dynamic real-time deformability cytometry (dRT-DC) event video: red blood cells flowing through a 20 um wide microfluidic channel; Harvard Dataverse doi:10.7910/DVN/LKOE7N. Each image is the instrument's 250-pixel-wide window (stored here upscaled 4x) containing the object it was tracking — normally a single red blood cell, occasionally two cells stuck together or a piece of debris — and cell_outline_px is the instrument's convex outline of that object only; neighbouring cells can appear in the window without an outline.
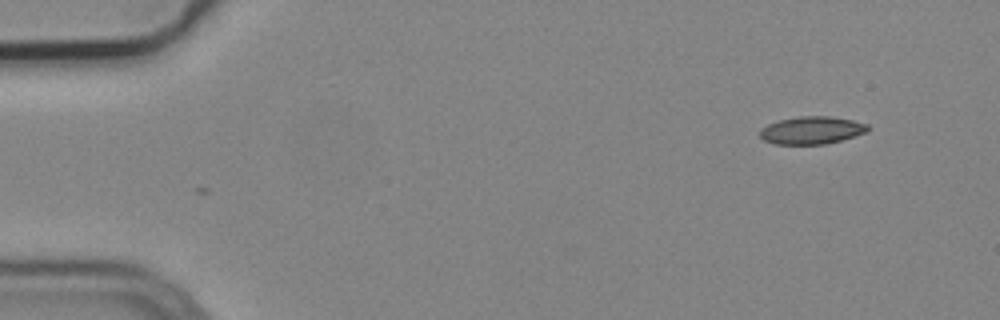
{"species": "common noctule bat (a hibernating species)", "species_latin": "Nyctalus noctula", "temperature_condition": "cold", "stored_images_in_passage": 2, "camera_frame_rate_fps": 3000, "um_per_image_px": 0.085, "animal": {"sex": "male", "body_mass_g": 19.2, "forearm_length_mm": 51.8}, "frame": {"image": 1, "passage_image": 1, "time_ms": 0.0, "image_size_px": [1000, 320], "cell_outline_px": [[872, 128], [868, 132], [840, 140], [824, 144], [776, 144], [764, 140], [760, 136], [760, 128], [768, 124], [780, 120], [800, 116], [832, 116], [852, 120], [868, 124]], "centroid_in_image_um": [69.03, 11.06], "position_along_channel_um": 16.0, "area_um2": 17.4}}